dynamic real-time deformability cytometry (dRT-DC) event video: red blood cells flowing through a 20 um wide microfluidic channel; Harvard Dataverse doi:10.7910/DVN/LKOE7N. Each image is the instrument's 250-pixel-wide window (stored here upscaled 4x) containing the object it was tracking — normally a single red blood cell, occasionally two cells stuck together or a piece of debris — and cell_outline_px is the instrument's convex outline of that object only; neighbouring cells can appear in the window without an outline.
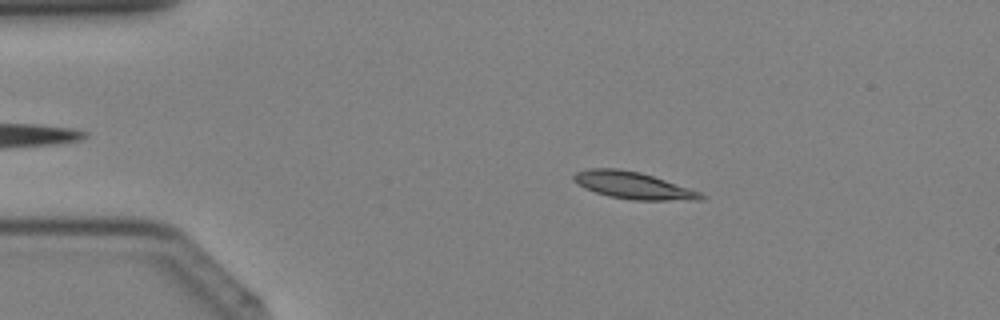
{"species": "Egyptian fruit bat (a non-hibernating species)", "species_latin": "Rousettus aegyptiacus", "temperature_condition": "cold", "stored_images_in_passage": 34, "camera_frame_rate_fps": 3000, "um_per_image_px": 0.085, "animal": {"sex": "female"}, "frame": {"image": 1, "passage_image": 7, "time_ms": 2.0, "image_size_px": [1000, 320], "cell_outline_px": [[708, 196], [704, 200], [632, 200], [608, 196], [584, 188], [572, 180], [572, 176], [576, 172], [588, 168], [616, 168], [640, 172], [700, 192]], "centroid_in_image_um": [53.8, 15.76], "position_along_channel_um": 31.2, "area_um2": 20.0}}
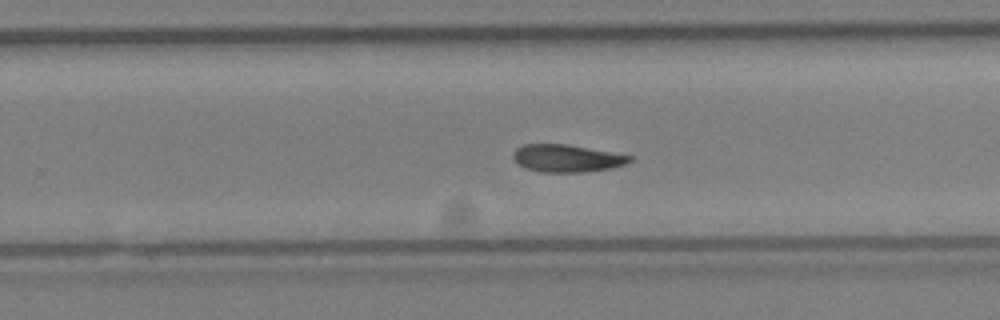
{"frame": {"image": 2, "passage_image": 25, "time_ms": 8.0, "image_size_px": [1000, 320], "cell_outline_px": [[632, 160], [624, 164], [612, 168], [584, 172], [544, 172], [524, 168], [512, 156], [512, 152], [516, 148], [524, 144], [568, 144], [632, 156]], "centroid_in_image_um": [48.16, 13.45], "position_along_channel_um": 281.6, "area_um2": 18.55}}
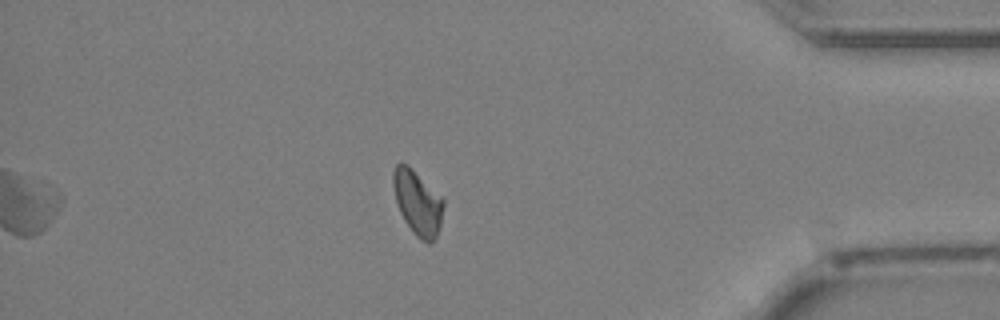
{"frame": {"image": 3, "passage_image": 34, "time_ms": 11.0, "image_size_px": [1000, 320], "cell_outline_px": [[444, 204], [440, 224], [436, 236], [432, 244], [428, 244], [420, 240], [412, 232], [404, 220], [400, 212], [396, 200], [392, 184], [392, 172], [396, 164], [408, 164], [444, 200]], "centroid_in_image_um": [35.48, 17.25], "position_along_channel_um": 399.7, "area_um2": 18.84}}